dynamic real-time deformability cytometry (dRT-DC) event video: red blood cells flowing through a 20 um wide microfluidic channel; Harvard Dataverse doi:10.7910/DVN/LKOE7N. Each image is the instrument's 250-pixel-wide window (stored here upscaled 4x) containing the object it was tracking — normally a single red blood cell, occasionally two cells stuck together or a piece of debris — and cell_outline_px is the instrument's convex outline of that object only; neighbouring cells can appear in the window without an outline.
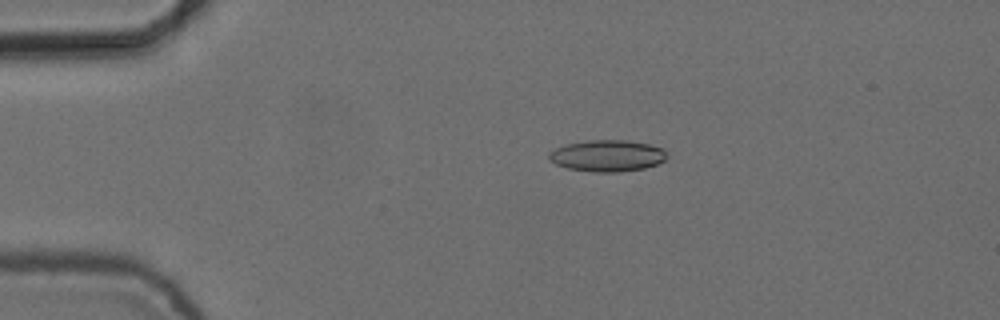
{"species": "common noctule bat (a hibernating species)", "species_latin": "Nyctalus noctula", "temperature_condition": "cold", "stored_images_in_passage": 6, "camera_frame_rate_fps": 3000, "um_per_image_px": 0.085, "animal": {"sex": "female", "body_mass_g": 24.6, "forearm_length_mm": 56.2}, "frame": {"image": 1, "passage_image": 3, "time_ms": 0.667, "image_size_px": [1000, 320], "cell_outline_px": [[668, 156], [664, 160], [656, 164], [644, 168], [620, 172], [592, 172], [568, 168], [556, 164], [548, 156], [548, 152], [564, 144], [588, 140], [624, 140], [648, 144], [664, 148]], "centroid_in_image_um": [51.62, 13.23], "position_along_channel_um": 33.4, "area_um2": 21.68}}
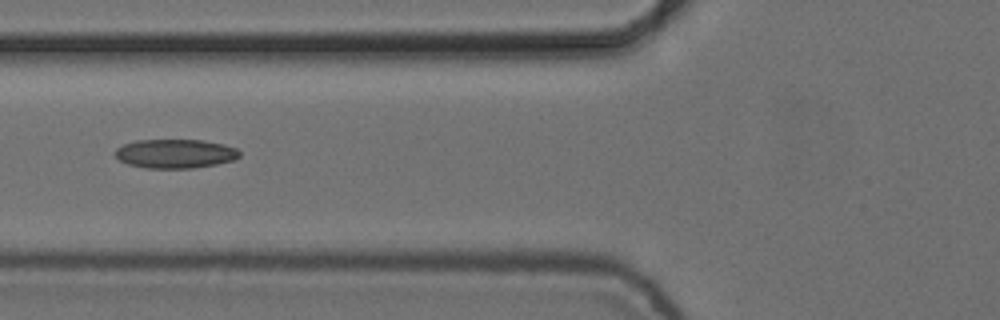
{"frame": {"image": 2, "passage_image": 6, "time_ms": 1.667, "image_size_px": [1000, 320], "cell_outline_px": [[240, 156], [232, 160], [216, 164], [192, 168], [144, 168], [128, 164], [120, 160], [116, 156], [116, 148], [124, 144], [136, 140], [204, 140], [224, 144], [236, 148], [240, 152]], "centroid_in_image_um": [14.9, 13.06], "position_along_channel_um": 110.9, "area_um2": 20.98}}